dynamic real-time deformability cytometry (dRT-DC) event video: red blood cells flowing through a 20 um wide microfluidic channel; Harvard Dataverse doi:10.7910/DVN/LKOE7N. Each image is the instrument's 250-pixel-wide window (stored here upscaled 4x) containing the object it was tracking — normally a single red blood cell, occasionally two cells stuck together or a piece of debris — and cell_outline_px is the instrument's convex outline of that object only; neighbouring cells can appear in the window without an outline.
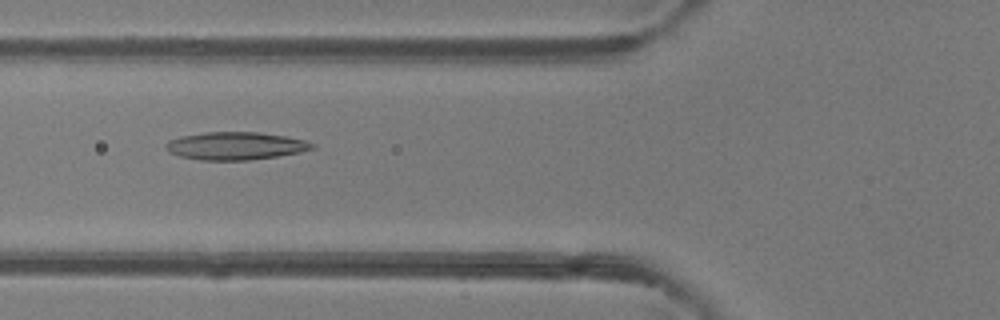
{"species": "common noctule bat (a hibernating species)", "species_latin": "Nyctalus noctula", "temperature_condition": "room temperature", "stored_images_in_passage": 50, "camera_frame_rate_fps": 3000, "um_per_image_px": 0.085, "animal": {"sex": "female"}, "frame": {"image": 1, "passage_image": 19, "time_ms": 6.0, "image_size_px": [1000, 320], "cell_outline_px": [[316, 148], [300, 152], [276, 156], [248, 160], [200, 160], [180, 156], [168, 152], [164, 148], [164, 144], [168, 140], [180, 136], [204, 132], [260, 132], [284, 136], [304, 140], [316, 144]], "centroid_in_image_um": [19.98, 12.39], "position_along_channel_um": 105.8, "area_um2": 23.81}}
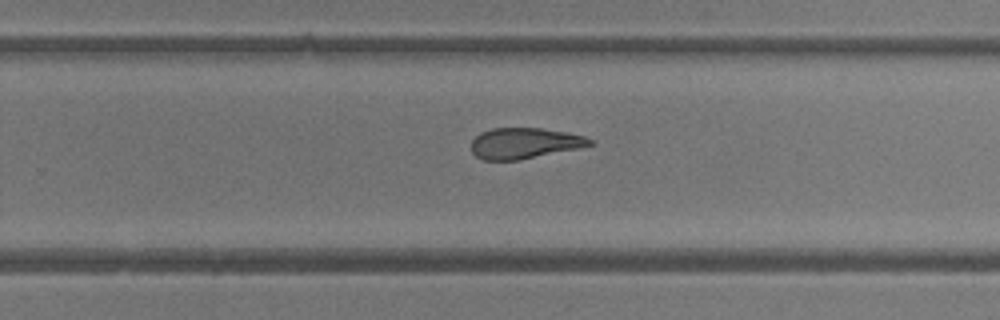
{"frame": {"image": 2, "passage_image": 32, "time_ms": 10.333, "image_size_px": [1000, 320], "cell_outline_px": [[596, 144], [580, 148], [520, 160], [484, 160], [476, 156], [472, 152], [472, 140], [480, 132], [492, 128], [540, 128], [568, 132], [584, 136], [592, 140]], "centroid_in_image_um": [44.6, 12.17], "position_along_channel_um": 285.2, "area_um2": 21.44}}
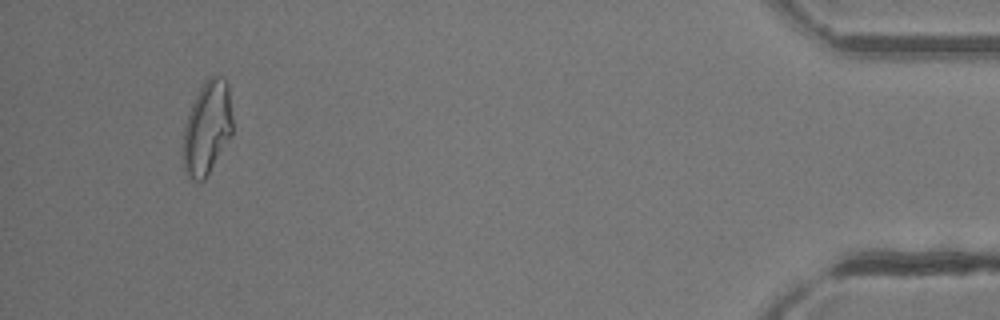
{"frame": {"image": 3, "passage_image": 47, "time_ms": 15.333, "image_size_px": [1000, 320], "cell_outline_px": [[232, 136], [208, 176], [204, 180], [196, 180], [188, 176], [184, 168], [180, 156], [184, 124], [188, 112], [200, 88], [208, 76], [216, 72], [228, 84], [232, 116]], "centroid_in_image_um": [17.58, 10.89], "position_along_channel_um": 417.6, "area_um2": 27.74}, "authors_computed_cell_mechanics": {"area_um2": 24.6228, "velocity_mm_per_s": 4.1355, "shape_relaxation_time_tau1_ms": 8.3079, "shape_relaxation_time_tau2_ms": 3.3991, "deformation_change_tau1": 0.2147, "deformation_change_tau2": 0.1291}}